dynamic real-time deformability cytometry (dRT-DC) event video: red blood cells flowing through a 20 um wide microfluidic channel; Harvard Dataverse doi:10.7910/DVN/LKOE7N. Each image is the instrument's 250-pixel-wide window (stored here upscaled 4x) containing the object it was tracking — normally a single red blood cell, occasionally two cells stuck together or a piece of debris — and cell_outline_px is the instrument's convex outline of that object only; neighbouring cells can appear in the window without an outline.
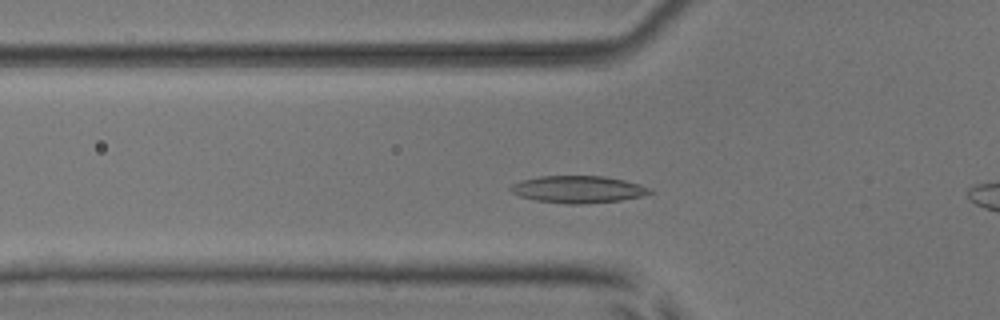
{"species": "common noctule bat (a hibernating species)", "species_latin": "Nyctalus noctula", "temperature_condition": "room temperature", "stored_images_in_passage": 49, "camera_frame_rate_fps": 3000, "um_per_image_px": 0.085, "animal": {"sex": "male", "body_mass_g": 17.9, "forearm_length_mm": 54.2}, "frame": {"image": 1, "passage_image": 13, "time_ms": 4.0, "image_size_px": [1000, 320], "cell_outline_px": [[656, 192], [640, 196], [620, 200], [580, 204], [568, 204], [536, 200], [520, 196], [512, 192], [508, 188], [512, 184], [520, 180], [540, 176], [604, 176], [624, 180], [652, 188]], "centroid_in_image_um": [49.14, 16.09], "position_along_channel_um": 76.7, "area_um2": 21.96}}
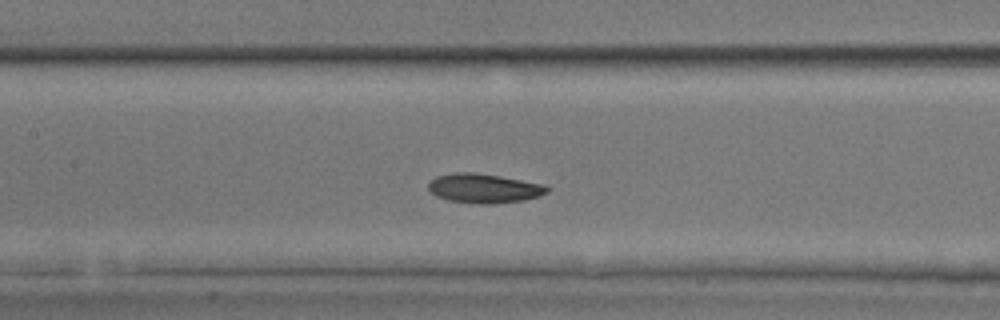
{"frame": {"image": 2, "passage_image": 20, "time_ms": 6.333, "image_size_px": [1000, 320], "cell_outline_px": [[552, 188], [548, 192], [540, 196], [524, 200], [492, 204], [480, 204], [448, 200], [436, 196], [428, 192], [428, 184], [436, 176], [456, 172], [472, 172], [544, 184]], "centroid_in_image_um": [41.14, 16.02], "position_along_channel_um": 166.3, "area_um2": 20.29}}
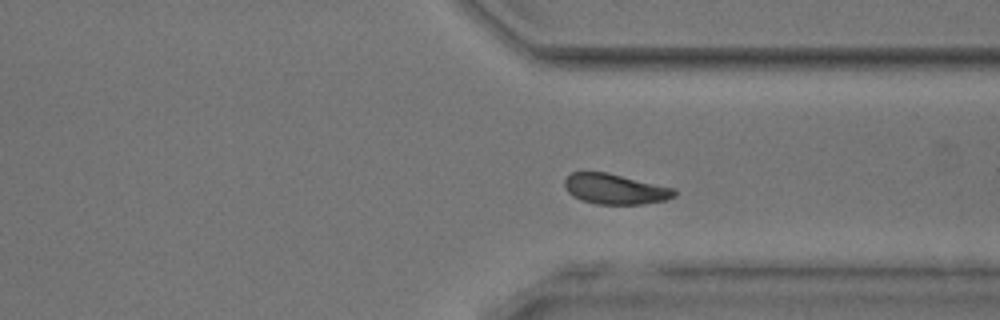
{"frame": {"image": 3, "passage_image": 35, "time_ms": 11.333, "image_size_px": [1000, 320], "cell_outline_px": [[676, 196], [664, 200], [644, 204], [596, 204], [580, 200], [572, 196], [564, 188], [564, 180], [572, 172], [608, 172], [676, 188]], "centroid_in_image_um": [52.28, 16.06], "position_along_channel_um": 359.1, "area_um2": 19.65}, "authors_computed_cell_mechanics": {"area_um2": 19.941, "velocity_mm_per_s": 3.8443, "shape_relaxation_time_tau1_ms": 2.8701, "shape_relaxation_time_tau2_ms": 4.2424, "deformation_change_tau1": 0.1189, "deformation_change_tau2": 0.0893}}